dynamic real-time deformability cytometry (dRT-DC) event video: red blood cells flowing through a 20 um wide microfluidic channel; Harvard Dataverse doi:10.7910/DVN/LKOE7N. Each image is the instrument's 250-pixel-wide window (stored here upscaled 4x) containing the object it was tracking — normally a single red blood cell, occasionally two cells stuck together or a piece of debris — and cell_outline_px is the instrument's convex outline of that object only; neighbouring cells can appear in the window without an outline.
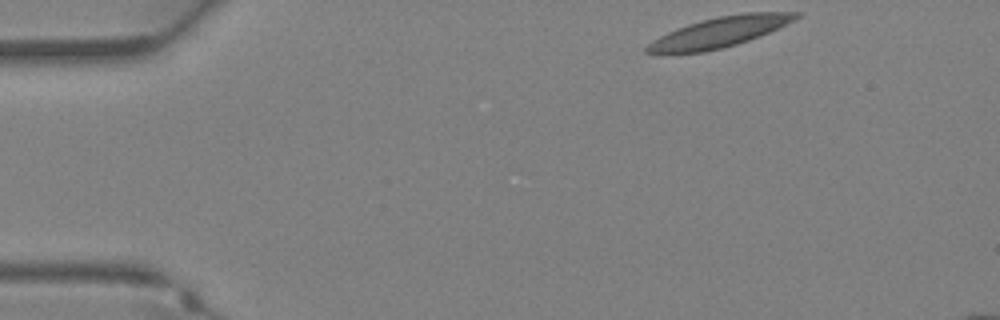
{"species": "Egyptian fruit bat (a non-hibernating species)", "species_latin": "Rousettus aegyptiacus", "temperature_condition": "warm", "stored_images_in_passage": 8, "camera_frame_rate_fps": 3000, "um_per_image_px": 0.085, "animal": {"sex": "female"}, "frame": {"image": 1, "passage_image": 1, "time_ms": 0.0, "image_size_px": [1000, 320], "cell_outline_px": [[800, 16], [760, 36], [736, 44], [704, 52], [660, 56], [644, 52], [644, 48], [652, 40], [668, 32], [688, 24], [700, 20], [720, 16], [744, 12], [800, 12]], "centroid_in_image_um": [61.01, 2.77], "position_along_channel_um": 24.0, "area_um2": 26.41}}